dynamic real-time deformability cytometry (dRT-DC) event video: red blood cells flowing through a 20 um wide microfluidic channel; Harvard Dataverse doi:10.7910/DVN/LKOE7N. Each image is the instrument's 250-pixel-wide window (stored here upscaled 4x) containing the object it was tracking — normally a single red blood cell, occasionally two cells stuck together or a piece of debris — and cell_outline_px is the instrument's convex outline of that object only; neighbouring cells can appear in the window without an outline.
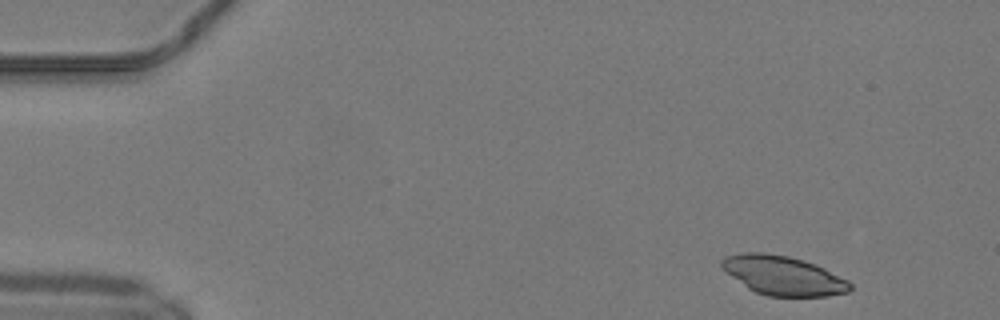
{"species": "common noctule bat (a hibernating species)", "species_latin": "Nyctalus noctula", "temperature_condition": "warm", "stored_images_in_passage": 46, "camera_frame_rate_fps": 3000, "um_per_image_px": 0.085, "animal": {"sex": "male", "body_mass_g": 19.2, "forearm_length_mm": 51.8}, "frame": {"image": 1, "passage_image": 2, "time_ms": 0.333, "image_size_px": [1000, 320], "cell_outline_px": [[852, 288], [848, 292], [828, 296], [768, 296], [756, 292], [748, 288], [720, 268], [720, 260], [724, 256], [740, 252], [764, 252], [788, 256], [804, 260], [816, 264], [848, 280], [852, 284]], "centroid_in_image_um": [66.54, 23.4], "position_along_channel_um": 18.5, "area_um2": 29.54}}